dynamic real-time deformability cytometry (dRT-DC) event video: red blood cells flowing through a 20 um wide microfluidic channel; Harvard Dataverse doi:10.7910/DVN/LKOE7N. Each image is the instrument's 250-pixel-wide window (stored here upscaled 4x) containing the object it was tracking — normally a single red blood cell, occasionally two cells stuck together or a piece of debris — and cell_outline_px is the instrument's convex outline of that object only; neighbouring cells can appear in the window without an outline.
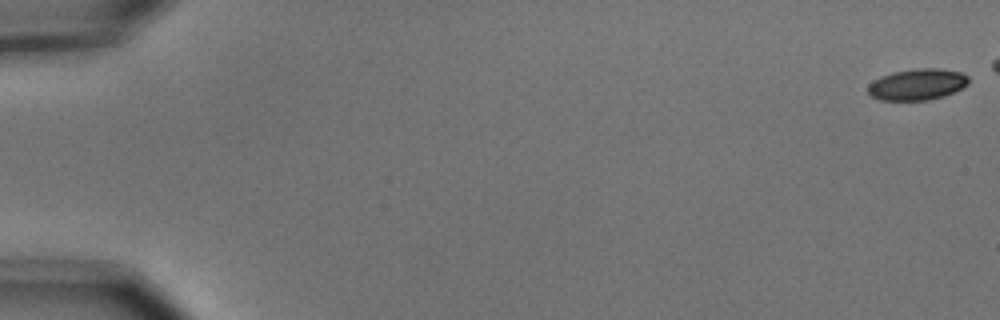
{"species": "common noctule bat (a hibernating species)", "species_latin": "Nyctalus noctula", "temperature_condition": "cold", "stored_images_in_passage": 8, "segment_of_instrument_passage": [1, 2], "camera_frame_rate_fps": 3000, "um_per_image_px": 0.085, "animal": {"sex": "male", "body_mass_g": 15.6}, "frame": {"image": 1, "passage_image": 1, "time_ms": 0.0, "image_size_px": [1000, 320], "cell_outline_px": [[968, 84], [944, 96], [928, 100], [880, 100], [872, 96], [868, 92], [868, 84], [872, 80], [880, 76], [892, 72], [920, 68], [936, 68], [960, 72], [968, 76]], "centroid_in_image_um": [77.93, 7.17], "position_along_channel_um": 7.1, "area_um2": 18.26}}
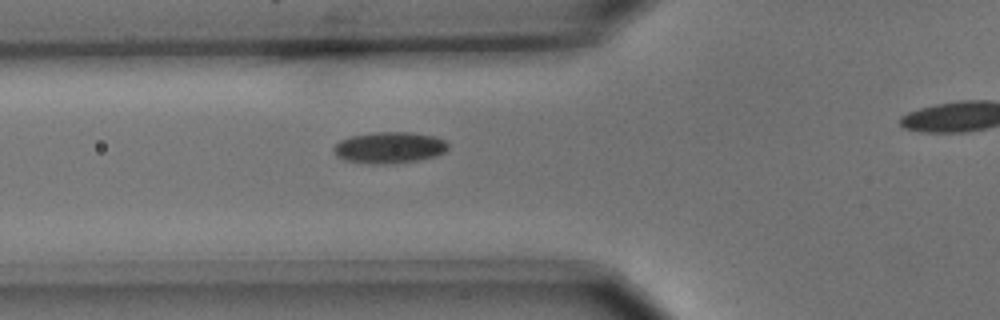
{"frame": {"image": 2, "passage_image": 7, "time_ms": 2.0, "image_size_px": [1000, 320], "cell_outline_px": [[448, 148], [444, 152], [436, 156], [416, 160], [388, 164], [372, 164], [344, 160], [336, 156], [332, 148], [340, 140], [348, 136], [376, 132], [408, 132], [436, 136], [448, 140]], "centroid_in_image_um": [33.09, 12.54], "position_along_channel_um": 92.7, "area_um2": 21.1}}